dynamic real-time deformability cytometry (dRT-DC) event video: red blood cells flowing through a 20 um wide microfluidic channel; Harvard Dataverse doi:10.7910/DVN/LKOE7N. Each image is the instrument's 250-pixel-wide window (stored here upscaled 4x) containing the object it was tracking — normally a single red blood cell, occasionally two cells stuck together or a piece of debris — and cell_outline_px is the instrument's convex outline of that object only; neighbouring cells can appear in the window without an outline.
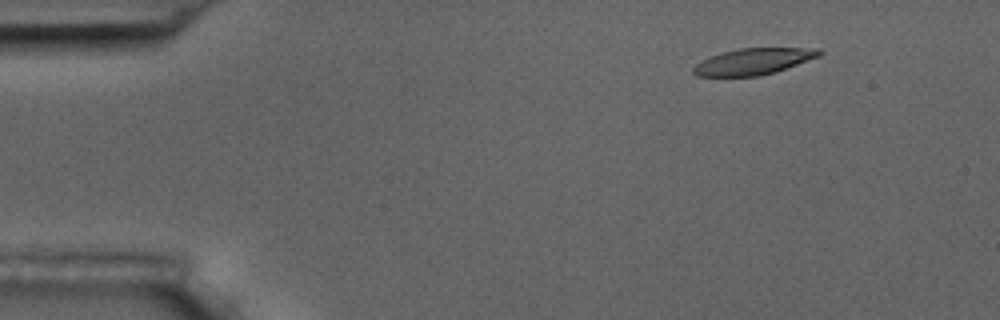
{"species": "common noctule bat (a hibernating species)", "species_latin": "Nyctalus noctula", "temperature_condition": "room temperature", "stored_images_in_passage": 8, "camera_frame_rate_fps": 3000, "um_per_image_px": 0.085, "animal": {"sex": "male", "body_mass_g": 17.5, "forearm_length_mm": 52.3}, "frame": {"image": 1, "passage_image": 2, "time_ms": 1.0, "image_size_px": [1000, 320], "cell_outline_px": [[824, 52], [820, 56], [776, 72], [760, 76], [696, 76], [692, 72], [692, 68], [696, 64], [712, 56], [724, 52], [740, 48], [820, 48]], "centroid_in_image_um": [64.09, 5.23], "position_along_channel_um": 20.9, "area_um2": 19.25}}
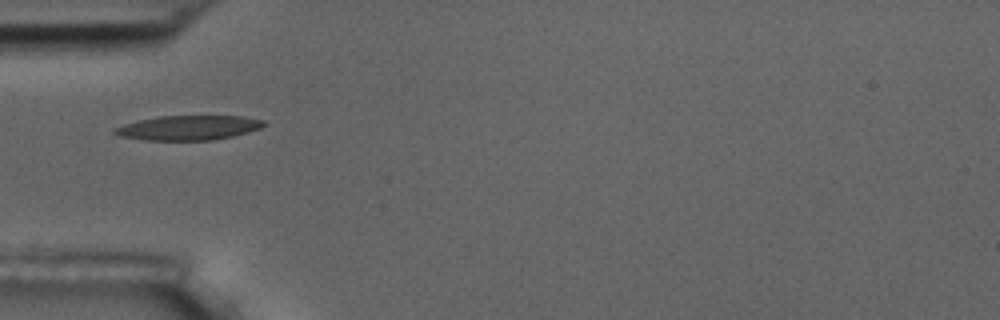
{"frame": {"image": 2, "passage_image": 5, "time_ms": 4.667, "image_size_px": [1000, 320], "cell_outline_px": [[268, 124], [260, 128], [248, 132], [232, 136], [212, 140], [144, 140], [120, 136], [112, 132], [112, 128], [136, 120], [160, 116], [244, 116], [264, 120]], "centroid_in_image_um": [16.01, 10.85], "position_along_channel_um": 69.0, "area_um2": 21.5}}
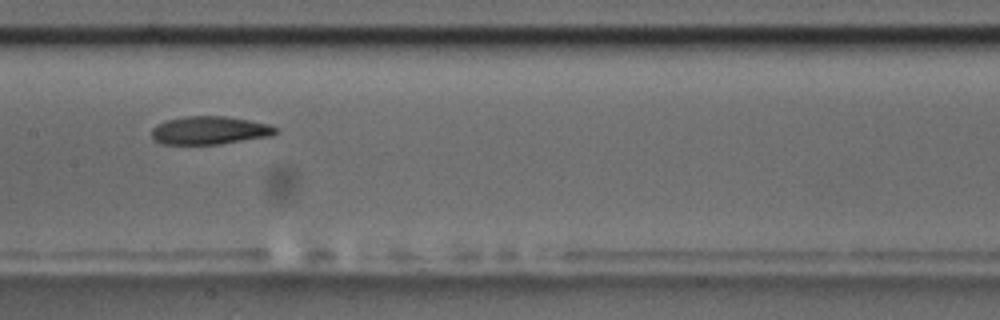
{"frame": {"image": 3, "passage_image": 8, "time_ms": 8.0, "image_size_px": [1000, 320], "cell_outline_px": [[280, 132], [272, 136], [220, 144], [160, 144], [152, 140], [152, 128], [156, 124], [168, 120], [188, 116], [224, 116], [248, 120], [268, 124], [280, 128]], "centroid_in_image_um": [17.85, 11.09], "position_along_channel_um": 189.6, "area_um2": 20.52}}